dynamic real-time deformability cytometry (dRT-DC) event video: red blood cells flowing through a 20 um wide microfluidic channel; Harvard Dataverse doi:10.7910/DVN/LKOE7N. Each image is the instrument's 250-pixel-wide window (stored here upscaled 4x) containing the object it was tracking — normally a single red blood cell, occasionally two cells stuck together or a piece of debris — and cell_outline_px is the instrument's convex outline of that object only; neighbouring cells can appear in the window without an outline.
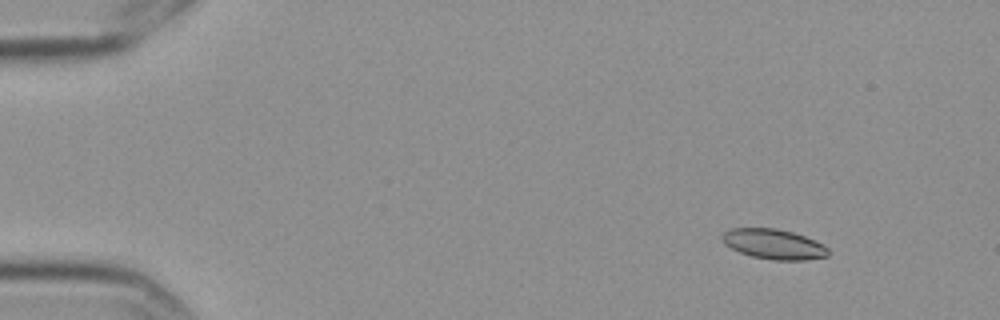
{"species": "Egyptian fruit bat (a non-hibernating species)", "species_latin": "Rousettus aegyptiacus", "temperature_condition": "cold", "stored_images_in_passage": 15, "camera_frame_rate_fps": 3000, "um_per_image_px": 0.085, "frame": {"image": 1, "passage_image": 2, "time_ms": 0.333, "image_size_px": [1000, 320], "cell_outline_px": [[828, 256], [804, 260], [772, 260], [752, 256], [740, 252], [724, 244], [720, 240], [720, 236], [728, 228], [776, 228], [792, 232], [804, 236], [828, 248]], "centroid_in_image_um": [65.7, 20.74], "position_along_channel_um": 19.3, "area_um2": 18.5}}
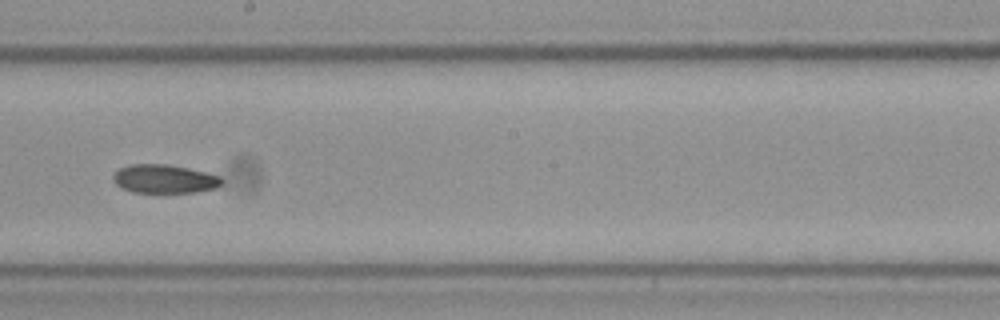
{"frame": {"image": 2, "passage_image": 9, "time_ms": 2.667, "image_size_px": [1000, 320], "cell_outline_px": [[224, 180], [216, 188], [196, 192], [132, 192], [120, 188], [112, 180], [112, 176], [120, 168], [128, 164], [168, 164], [188, 168], [220, 176]], "centroid_in_image_um": [13.94, 15.2], "position_along_channel_um": 234.3, "area_um2": 18.15}}
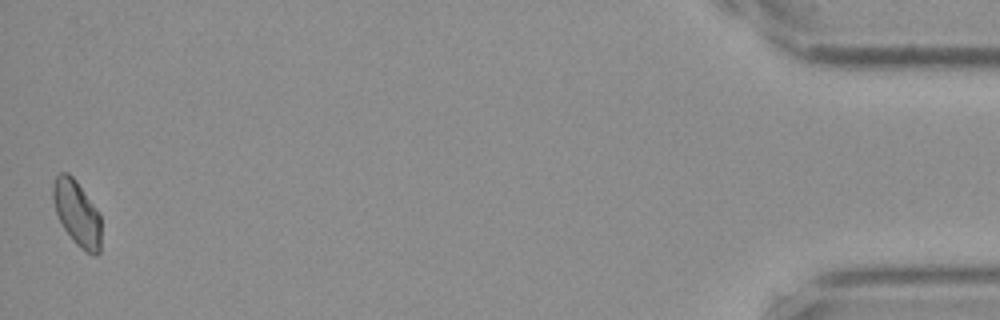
{"frame": {"image": 3, "passage_image": 15, "time_ms": 4.667, "image_size_px": [1000, 320], "cell_outline_px": [[100, 252], [96, 256], [84, 252], [72, 240], [64, 228], [56, 212], [52, 200], [52, 188], [56, 176], [60, 172], [68, 172], [76, 180], [100, 216]], "centroid_in_image_um": [6.53, 18.14], "position_along_channel_um": 428.7, "area_um2": 18.15}}